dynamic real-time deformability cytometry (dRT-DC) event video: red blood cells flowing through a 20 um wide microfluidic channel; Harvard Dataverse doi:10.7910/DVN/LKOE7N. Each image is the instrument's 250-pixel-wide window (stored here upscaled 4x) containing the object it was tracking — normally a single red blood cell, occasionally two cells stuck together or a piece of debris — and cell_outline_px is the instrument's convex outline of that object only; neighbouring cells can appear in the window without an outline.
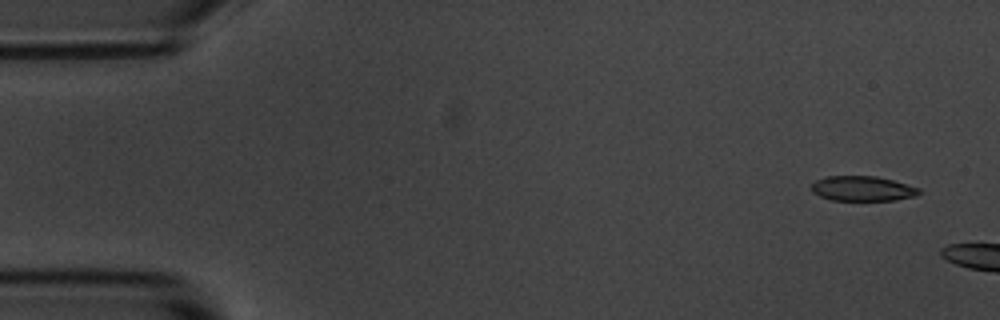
{"species": "common noctule bat (a hibernating species)", "species_latin": "Nyctalus noctula", "temperature_condition": "room temperature", "stored_images_in_passage": 4, "camera_frame_rate_fps": 3000, "um_per_image_px": 0.085, "animal": {"sex": "male", "body_mass_g": 20.1, "forearm_length_mm": 53.5}, "frame": {"image": 1, "passage_image": 1, "time_ms": 0.0, "image_size_px": [1000, 320], "cell_outline_px": [[920, 192], [916, 196], [896, 200], [832, 200], [820, 196], [812, 192], [812, 184], [816, 180], [828, 176], [876, 176], [892, 180], [920, 188]], "centroid_in_image_um": [73.32, 16.03], "position_along_channel_um": 11.7, "area_um2": 15.55}}